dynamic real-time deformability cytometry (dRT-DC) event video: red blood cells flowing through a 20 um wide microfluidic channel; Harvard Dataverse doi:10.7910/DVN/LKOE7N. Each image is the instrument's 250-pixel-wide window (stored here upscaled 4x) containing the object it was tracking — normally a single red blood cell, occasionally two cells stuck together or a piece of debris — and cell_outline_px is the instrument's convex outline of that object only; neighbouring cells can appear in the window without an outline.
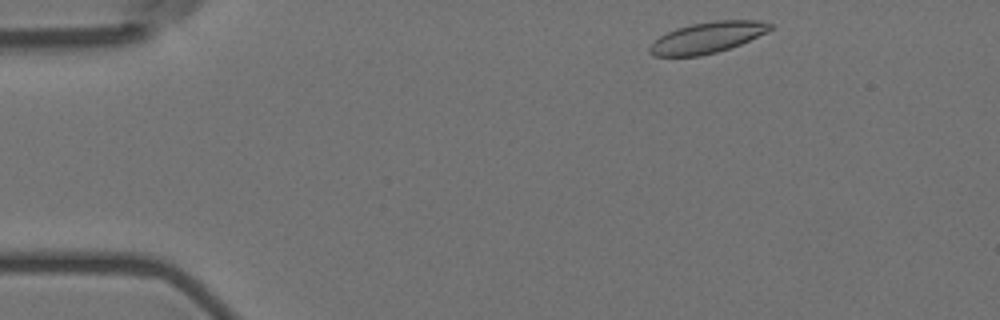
{"species": "Egyptian fruit bat (a non-hibernating species)", "species_latin": "Rousettus aegyptiacus", "temperature_condition": "room temperature", "stored_images_in_passage": 51, "camera_frame_rate_fps": 3000, "um_per_image_px": 0.085, "animal": {"sex": "female"}, "frame": {"image": 1, "passage_image": 2, "time_ms": 0.333, "image_size_px": [1000, 320], "cell_outline_px": [[772, 28], [740, 44], [716, 52], [700, 56], [652, 56], [648, 52], [648, 48], [660, 36], [676, 28], [692, 24], [716, 20], [760, 20], [772, 24]], "centroid_in_image_um": [60.08, 3.19], "position_along_channel_um": 24.9, "area_um2": 21.44}}
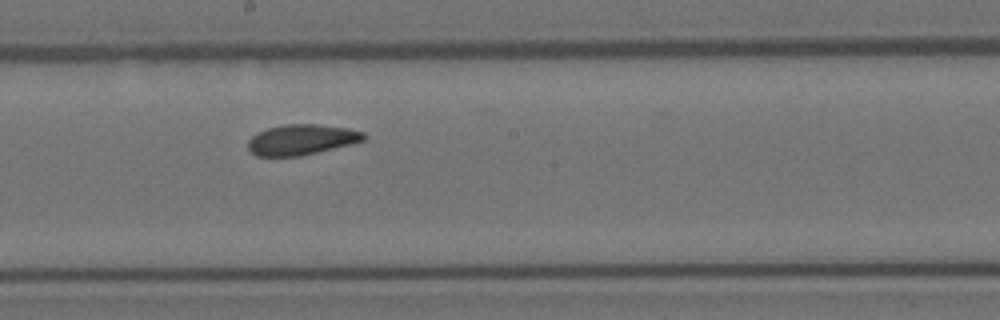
{"frame": {"image": 2, "passage_image": 25, "time_ms": 8.0, "image_size_px": [1000, 320], "cell_outline_px": [[368, 136], [364, 140], [352, 144], [300, 156], [256, 156], [248, 148], [248, 140], [252, 136], [268, 128], [284, 124], [316, 124], [348, 128], [364, 132]], "centroid_in_image_um": [25.66, 11.87], "position_along_channel_um": 222.5, "area_um2": 20.52}}
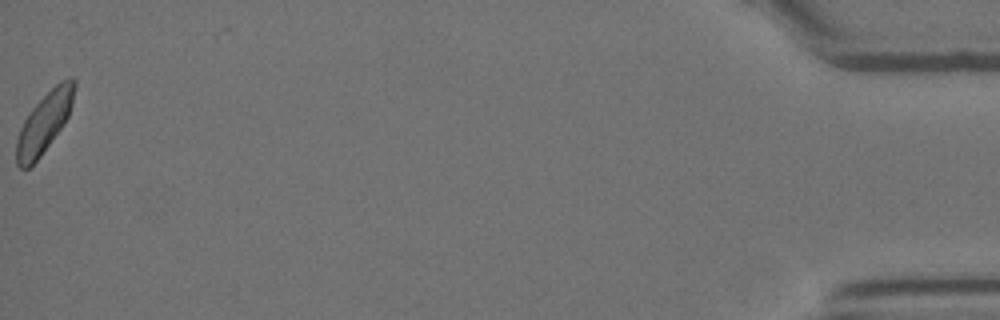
{"frame": {"image": 3, "passage_image": 51, "time_ms": 16.667, "image_size_px": [1000, 320], "cell_outline_px": [[76, 84], [72, 104], [68, 116], [64, 124], [40, 156], [28, 168], [20, 168], [16, 164], [16, 140], [20, 128], [28, 112], [60, 80], [72, 76], [76, 80]], "centroid_in_image_um": [3.77, 10.39], "position_along_channel_um": 431.4, "area_um2": 20.17}, "authors_computed_cell_mechanics": {"area_um2": 20.8658, "velocity_mm_per_s": 3.5426, "shape_relaxation_time_tau1_ms": 9.5481, "shape_relaxation_time_tau2_ms": 1.7937, "deformation_change_tau1": 0.1255, "deformation_change_tau2": 0.0611}}